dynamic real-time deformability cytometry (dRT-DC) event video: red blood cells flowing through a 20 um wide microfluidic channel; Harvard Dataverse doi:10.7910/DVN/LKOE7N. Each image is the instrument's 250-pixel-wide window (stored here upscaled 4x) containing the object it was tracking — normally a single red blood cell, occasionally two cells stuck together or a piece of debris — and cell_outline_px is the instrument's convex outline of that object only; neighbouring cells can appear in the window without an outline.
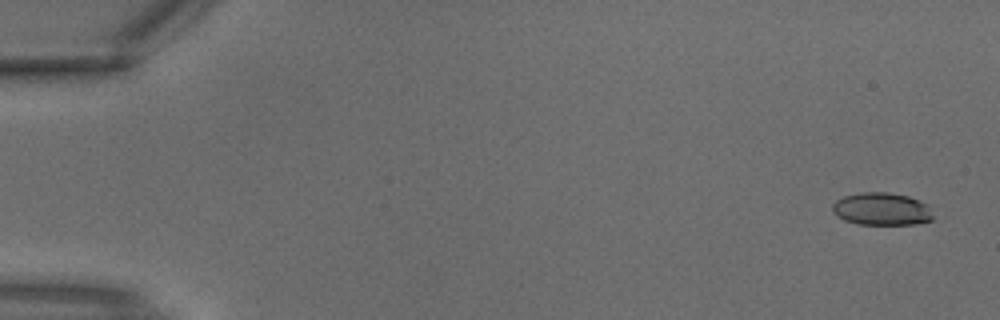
{"species": "common noctule bat (a hibernating species)", "species_latin": "Nyctalus noctula", "temperature_condition": "warm", "stored_images_in_passage": 2, "camera_frame_rate_fps": 3000, "um_per_image_px": 0.085, "animal": {"sex": "male", "body_mass_g": 18.8}, "frame": {"image": 1, "passage_image": 1, "time_ms": 0.0, "image_size_px": [1000, 320], "cell_outline_px": [[932, 220], [916, 224], [856, 224], [844, 220], [836, 216], [832, 212], [832, 204], [836, 200], [844, 196], [864, 192], [888, 192], [908, 196], [920, 200], [928, 204], [932, 216]], "centroid_in_image_um": [74.92, 17.76], "position_along_channel_um": 10.1, "area_um2": 19.25}}